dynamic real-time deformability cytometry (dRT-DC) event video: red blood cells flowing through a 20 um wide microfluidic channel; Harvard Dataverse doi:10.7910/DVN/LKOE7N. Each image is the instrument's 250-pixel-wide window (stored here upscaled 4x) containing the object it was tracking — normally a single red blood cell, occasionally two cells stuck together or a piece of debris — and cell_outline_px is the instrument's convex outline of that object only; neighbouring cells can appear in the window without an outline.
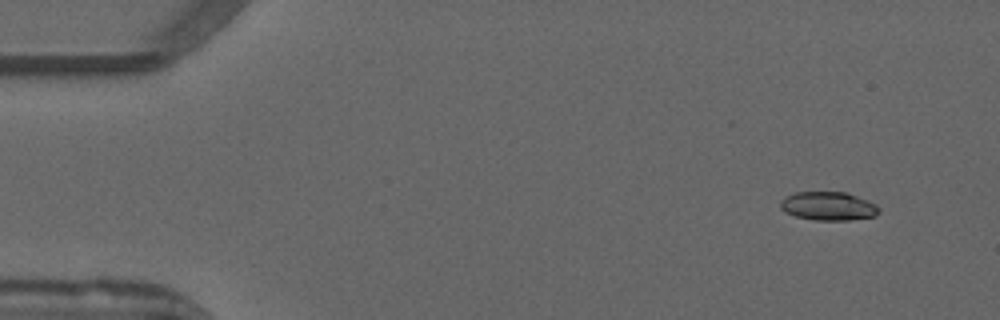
{"species": "common noctule bat (a hibernating species)", "species_latin": "Nyctalus noctula", "temperature_condition": "warm", "stored_images_in_passage": 49, "camera_frame_rate_fps": 3000, "um_per_image_px": 0.085, "animal": {"sex": "male", "forearm_length_mm": 52.5}, "frame": {"image": 1, "passage_image": 1, "time_ms": 0.0, "image_size_px": [1000, 320], "cell_outline_px": [[880, 212], [876, 216], [848, 220], [816, 220], [796, 216], [784, 212], [780, 208], [780, 200], [784, 196], [796, 192], [848, 192], [868, 200], [876, 204], [880, 208]], "centroid_in_image_um": [70.41, 17.51], "position_along_channel_um": 14.6, "area_um2": 16.65}}
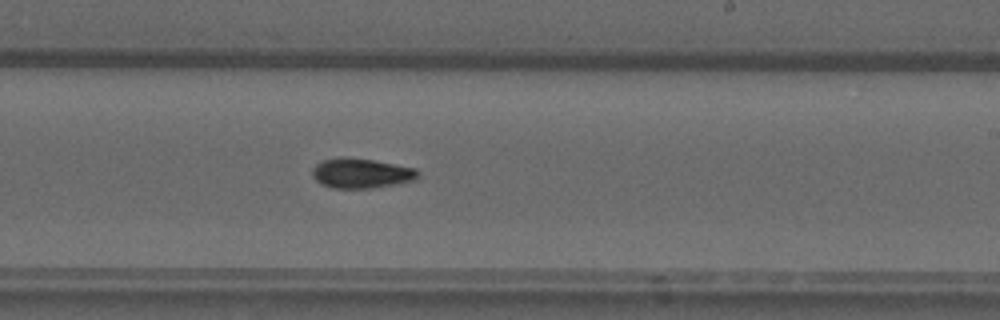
{"frame": {"image": 2, "passage_image": 28, "time_ms": 9.0, "image_size_px": [1000, 320], "cell_outline_px": [[420, 176], [416, 180], [396, 184], [372, 188], [332, 188], [320, 184], [312, 176], [312, 168], [316, 164], [324, 160], [372, 160], [416, 168], [420, 172]], "centroid_in_image_um": [30.76, 14.78], "position_along_channel_um": 258.2, "area_um2": 17.86}}
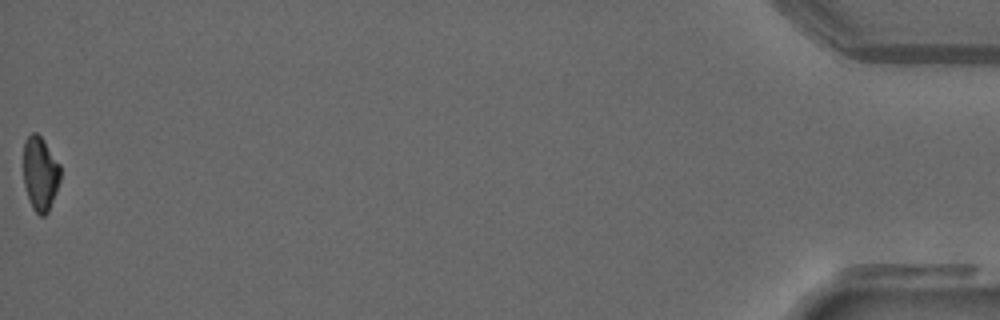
{"frame": {"image": 3, "passage_image": 49, "time_ms": 16.0, "image_size_px": [1000, 320], "cell_outline_px": [[60, 180], [56, 192], [48, 212], [44, 216], [40, 216], [32, 208], [24, 184], [24, 140], [32, 132], [36, 132], [44, 140], [60, 164]], "centroid_in_image_um": [3.42, 14.75], "position_along_channel_um": 431.8, "area_um2": 15.95}}